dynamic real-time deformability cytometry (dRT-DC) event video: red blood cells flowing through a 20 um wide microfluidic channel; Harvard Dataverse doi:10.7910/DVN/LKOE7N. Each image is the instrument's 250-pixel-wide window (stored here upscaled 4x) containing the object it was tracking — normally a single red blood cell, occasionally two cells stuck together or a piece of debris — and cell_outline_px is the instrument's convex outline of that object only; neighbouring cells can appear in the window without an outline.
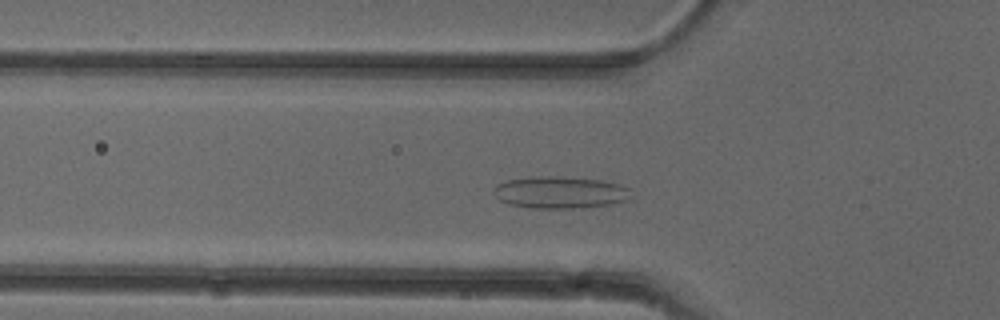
{"species": "common noctule bat (a hibernating species)", "species_latin": "Nyctalus noctula", "temperature_condition": "cold", "stored_images_in_passage": 49, "camera_frame_rate_fps": 3000, "um_per_image_px": 0.085, "animal": {"sex": "female"}, "frame": {"image": 1, "passage_image": 14, "time_ms": 4.333, "image_size_px": [1000, 320], "cell_outline_px": [[628, 200], [612, 204], [580, 208], [532, 208], [512, 204], [500, 200], [492, 192], [496, 184], [508, 180], [540, 176], [560, 176], [600, 180], [620, 184], [628, 188]], "centroid_in_image_um": [47.6, 16.35], "position_along_channel_um": 78.2, "area_um2": 25.43}}
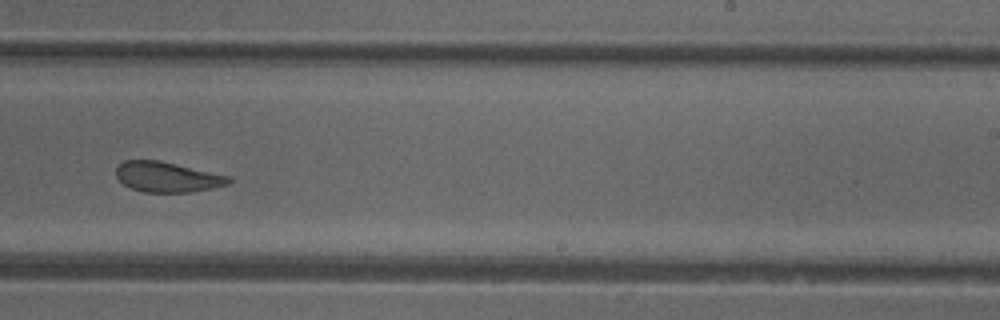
{"frame": {"image": 2, "passage_image": 29, "time_ms": 9.333, "image_size_px": [1000, 320], "cell_outline_px": [[232, 180], [228, 184], [212, 188], [192, 192], [144, 192], [132, 188], [124, 184], [116, 176], [116, 168], [124, 160], [160, 160], [232, 176]], "centroid_in_image_um": [14.25, 15.03], "position_along_channel_um": 274.7, "area_um2": 19.94}}
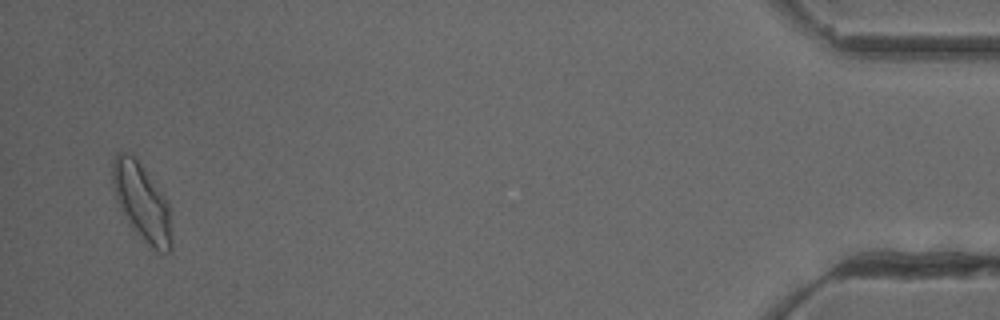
{"frame": {"image": 3, "passage_image": 47, "time_ms": 15.333, "image_size_px": [1000, 320], "cell_outline_px": [[172, 248], [168, 252], [160, 252], [152, 248], [144, 240], [124, 216], [112, 188], [112, 160], [120, 152], [124, 152], [132, 156], [144, 168], [164, 196], [168, 204], [172, 240]], "centroid_in_image_um": [12.06, 17.18], "position_along_channel_um": 423.1, "area_um2": 25.95}, "authors_computed_cell_mechanics": {"area_um2": 22.542, "velocity_mm_per_s": 3.9225, "shape_relaxation_time_tau1_ms": null, "shape_relaxation_time_tau2_ms": 1.7108, "deformation_change_tau1": null, "deformation_change_tau2": 0.0918}}